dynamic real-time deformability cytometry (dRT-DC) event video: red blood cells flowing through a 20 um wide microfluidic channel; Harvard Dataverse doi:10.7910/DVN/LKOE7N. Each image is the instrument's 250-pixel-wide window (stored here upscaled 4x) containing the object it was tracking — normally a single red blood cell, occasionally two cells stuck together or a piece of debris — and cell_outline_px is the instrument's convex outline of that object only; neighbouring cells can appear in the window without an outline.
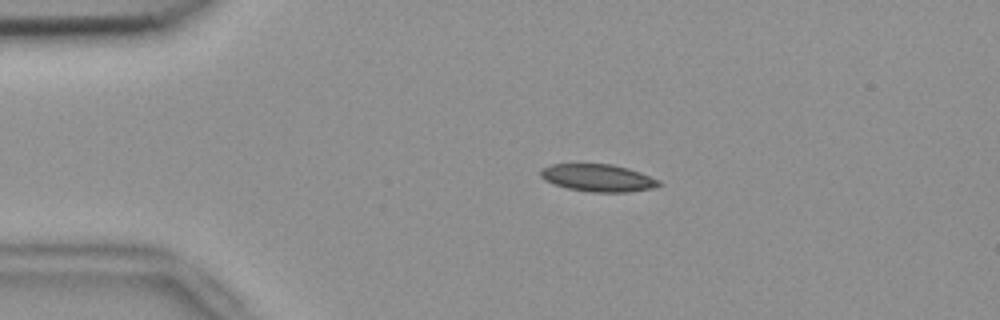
{"species": "common noctule bat (a hibernating species)", "species_latin": "Nyctalus noctula", "temperature_condition": "room temperature", "stored_images_in_passage": 53, "camera_frame_rate_fps": 3000, "um_per_image_px": 0.085, "animal": {"sex": "female", "body_mass_g": 18.4}, "frame": {"image": 1, "passage_image": 10, "time_ms": 3.0, "image_size_px": [1000, 320], "cell_outline_px": [[660, 184], [656, 188], [628, 192], [592, 192], [568, 188], [544, 180], [540, 176], [540, 168], [552, 164], [612, 164], [628, 168], [640, 172], [660, 180]], "centroid_in_image_um": [50.84, 15.11], "position_along_channel_um": 34.2, "area_um2": 18.9}}
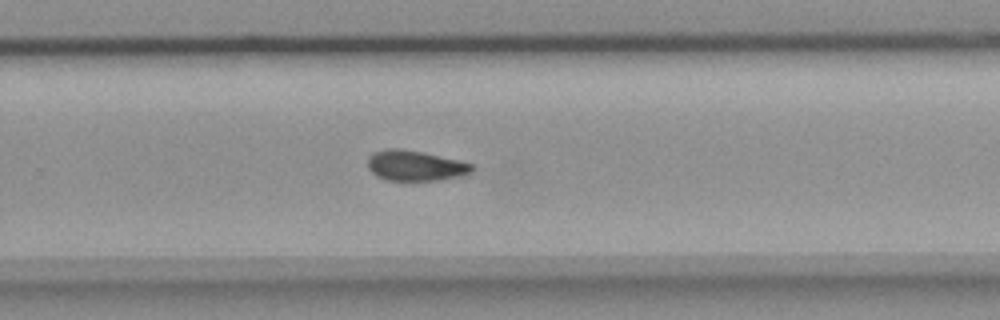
{"frame": {"image": 2, "passage_image": 34, "time_ms": 11.0, "image_size_px": [1000, 320], "cell_outline_px": [[476, 168], [472, 172], [460, 176], [440, 180], [384, 180], [376, 176], [368, 168], [368, 156], [376, 152], [388, 148], [400, 148], [460, 160], [472, 164]], "centroid_in_image_um": [35.31, 14.09], "position_along_channel_um": 294.5, "area_um2": 18.44}}
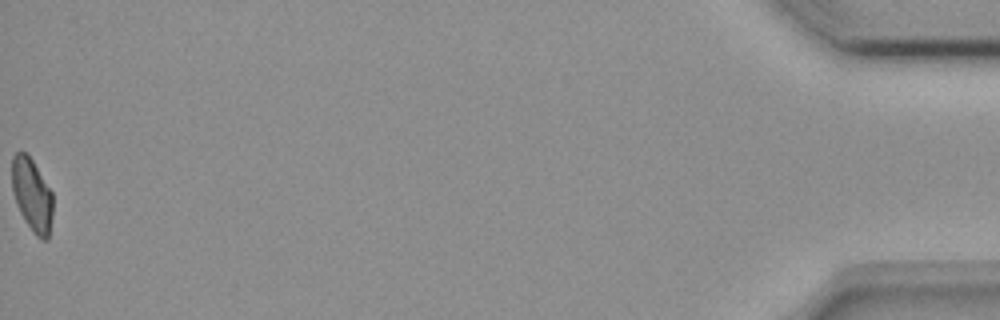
{"frame": {"image": 3, "passage_image": 53, "time_ms": 17.333, "image_size_px": [1000, 320], "cell_outline_px": [[52, 216], [48, 240], [44, 240], [36, 236], [32, 232], [24, 220], [16, 204], [12, 192], [12, 156], [16, 152], [24, 152], [32, 160], [52, 192]], "centroid_in_image_um": [2.71, 16.6], "position_along_channel_um": 432.5, "area_um2": 17.4}, "authors_computed_cell_mechanics": {"area_um2": 18.5538, "velocity_mm_per_s": 3.77, "shape_relaxation_time_tau1_ms": 5.4315, "shape_relaxation_time_tau2_ms": 6.3737, "deformation_change_tau1": 0.1402, "deformation_change_tau2": 0.121}}